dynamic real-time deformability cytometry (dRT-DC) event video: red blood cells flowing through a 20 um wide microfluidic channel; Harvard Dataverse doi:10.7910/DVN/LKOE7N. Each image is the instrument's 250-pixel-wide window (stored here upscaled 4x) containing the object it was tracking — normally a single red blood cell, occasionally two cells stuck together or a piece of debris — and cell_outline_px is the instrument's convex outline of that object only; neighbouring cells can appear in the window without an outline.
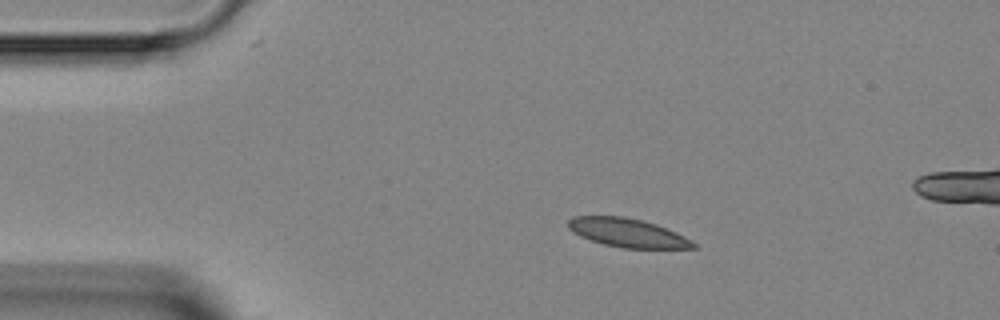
{"species": "Egyptian fruit bat (a non-hibernating species)", "species_latin": "Rousettus aegyptiacus", "temperature_condition": "room temperature", "stored_images_in_passage": 2, "segment_of_instrument_passage": [1, 2], "camera_frame_rate_fps": 3000, "um_per_image_px": 0.085, "animal": {"sex": "female"}, "frame": {"image": 1, "passage_image": 1, "time_ms": 0.0, "image_size_px": [1000, 320], "cell_outline_px": [[700, 248], [620, 248], [604, 244], [580, 236], [572, 232], [568, 228], [568, 220], [572, 216], [624, 216], [644, 220], [668, 228], [692, 240]], "centroid_in_image_um": [53.36, 19.78], "position_along_channel_um": 31.6, "area_um2": 21.1}}